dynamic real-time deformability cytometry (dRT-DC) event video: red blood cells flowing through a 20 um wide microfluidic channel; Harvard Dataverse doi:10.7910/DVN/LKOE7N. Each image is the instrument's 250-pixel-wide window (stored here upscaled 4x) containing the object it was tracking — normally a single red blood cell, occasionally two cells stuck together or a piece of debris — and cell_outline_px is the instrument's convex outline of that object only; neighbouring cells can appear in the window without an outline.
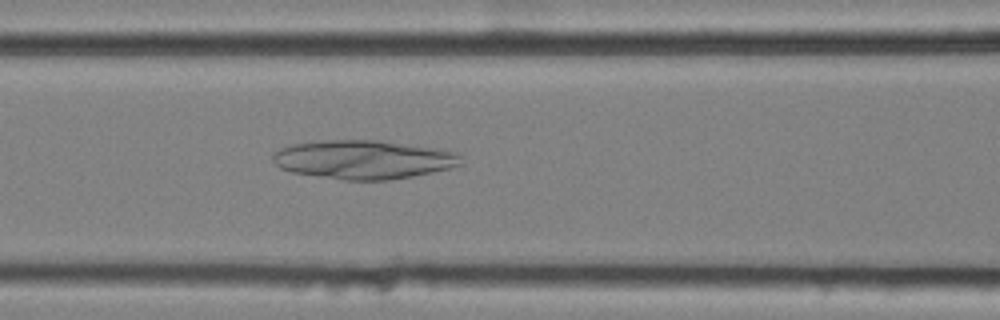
{"species": "common noctule bat (a hibernating species)", "species_latin": "Nyctalus noctula", "temperature_condition": "cold", "stored_images_in_passage": 48, "camera_frame_rate_fps": 3000, "um_per_image_px": 0.085, "animal": {"sex": "female", "body_mass_g": 25.1}, "frame": {"image": 1, "passage_image": 16, "time_ms": 5.0, "image_size_px": [1000, 320], "cell_outline_px": [[460, 164], [452, 168], [412, 176], [388, 180], [344, 180], [292, 172], [280, 168], [272, 160], [272, 156], [280, 148], [288, 144], [320, 140], [380, 140], [436, 148], [456, 152], [460, 156]], "centroid_in_image_um": [30.87, 13.55], "position_along_channel_um": 135.7, "area_um2": 42.6}}
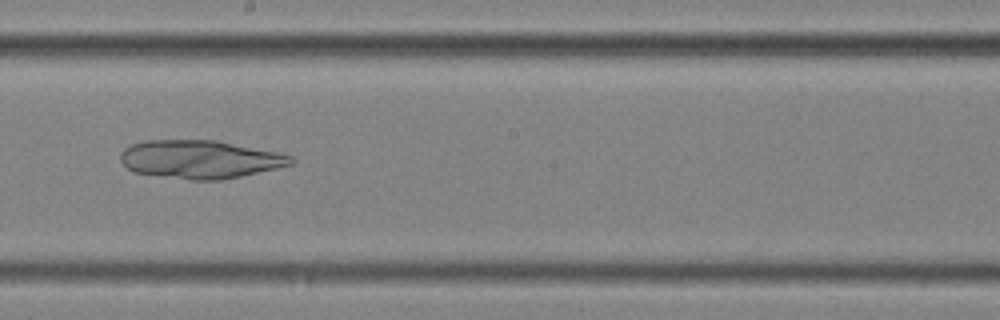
{"frame": {"image": 2, "passage_image": 24, "time_ms": 7.667, "image_size_px": [1000, 320], "cell_outline_px": [[296, 160], [292, 164], [276, 168], [240, 176], [220, 180], [192, 180], [132, 172], [120, 160], [120, 152], [124, 148], [132, 144], [144, 140], [216, 140], [276, 152], [292, 156]], "centroid_in_image_um": [16.97, 13.54], "position_along_channel_um": 231.2, "area_um2": 37.86}}
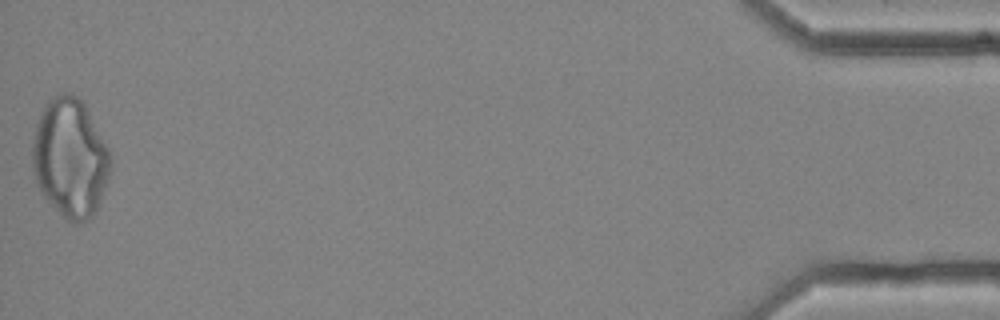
{"frame": {"image": 3, "passage_image": 48, "time_ms": 15.667, "image_size_px": [1000, 320], "cell_outline_px": [[112, 168], [100, 204], [92, 216], [88, 220], [76, 224], [72, 224], [64, 220], [40, 192], [36, 184], [32, 168], [32, 140], [36, 124], [40, 112], [44, 104], [52, 96], [60, 92], [72, 92], [80, 96], [108, 148], [112, 156]], "centroid_in_image_um": [5.96, 13.44], "position_along_channel_um": 429.2, "area_um2": 55.31}}